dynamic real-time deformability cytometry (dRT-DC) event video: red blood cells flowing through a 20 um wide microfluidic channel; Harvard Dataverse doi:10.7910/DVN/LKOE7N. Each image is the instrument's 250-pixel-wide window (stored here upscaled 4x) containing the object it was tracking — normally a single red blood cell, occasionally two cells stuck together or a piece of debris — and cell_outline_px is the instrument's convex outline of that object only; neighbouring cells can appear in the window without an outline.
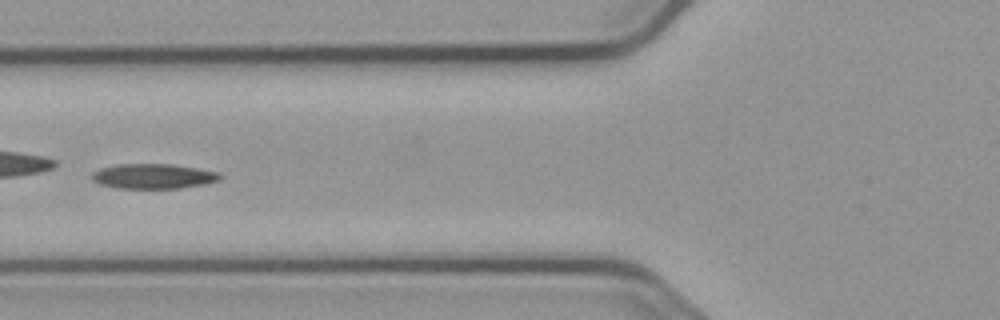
{"species": "common noctule bat (a hibernating species)", "species_latin": "Nyctalus noctula", "temperature_condition": "cold", "stored_images_in_passage": 6, "camera_frame_rate_fps": 3000, "um_per_image_px": 0.085, "animal": {"sex": "male", "body_mass_g": 23.1, "forearm_length_mm": 52.7}, "frame": {"image": 1, "passage_image": 4, "time_ms": 3.667, "image_size_px": [1000, 320], "cell_outline_px": [[224, 176], [220, 180], [208, 184], [180, 188], [116, 188], [100, 184], [92, 180], [92, 172], [100, 168], [116, 164], [172, 164], [220, 172]], "centroid_in_image_um": [13.07, 14.98], "position_along_channel_um": 112.7, "area_um2": 18.84}}
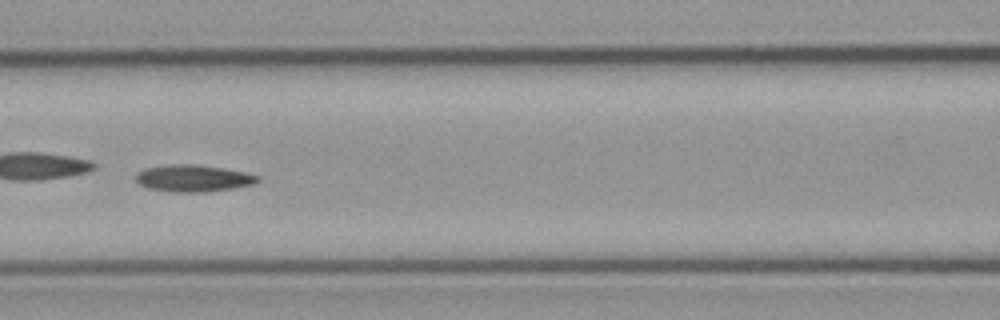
{"frame": {"image": 2, "passage_image": 5, "time_ms": 4.667, "image_size_px": [1000, 320], "cell_outline_px": [[260, 180], [252, 184], [232, 188], [208, 192], [176, 192], [148, 188], [140, 184], [136, 180], [136, 172], [144, 168], [172, 164], [192, 164], [224, 168], [244, 172], [260, 176]], "centroid_in_image_um": [16.41, 15.15], "position_along_channel_um": 150.2, "area_um2": 19.02}}
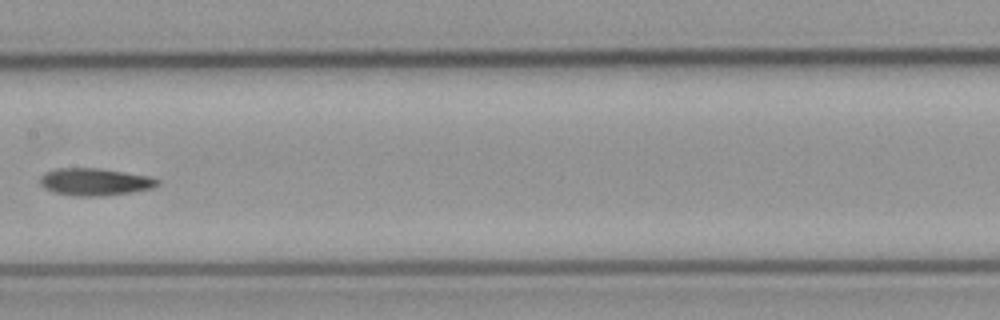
{"frame": {"image": 3, "passage_image": 6, "time_ms": 6.0, "image_size_px": [1000, 320], "cell_outline_px": [[160, 184], [152, 188], [132, 192], [104, 196], [72, 196], [52, 192], [44, 188], [40, 184], [40, 176], [44, 172], [56, 168], [100, 168], [148, 176], [160, 180]], "centroid_in_image_um": [8.03, 15.46], "position_along_channel_um": 199.4, "area_um2": 18.9}}